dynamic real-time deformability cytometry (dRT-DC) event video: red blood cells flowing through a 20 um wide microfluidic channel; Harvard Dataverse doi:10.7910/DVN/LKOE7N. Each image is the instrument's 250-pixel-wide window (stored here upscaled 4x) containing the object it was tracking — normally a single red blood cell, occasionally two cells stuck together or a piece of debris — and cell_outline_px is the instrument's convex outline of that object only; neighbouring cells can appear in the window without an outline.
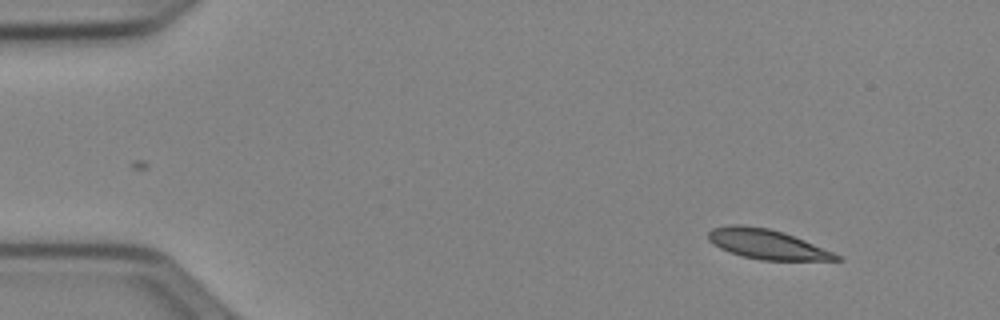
{"species": "Egyptian fruit bat (a non-hibernating species)", "species_latin": "Rousettus aegyptiacus", "temperature_condition": "cold", "stored_images_in_passage": 47, "camera_frame_rate_fps": 3000, "um_per_image_px": 0.085, "animal": {"sex": "female"}, "frame": {"image": 1, "passage_image": 1, "time_ms": 0.0, "image_size_px": [1000, 320], "cell_outline_px": [[844, 260], [760, 260], [744, 256], [720, 248], [708, 240], [708, 232], [712, 228], [728, 224], [744, 224], [768, 228], [784, 232], [804, 240], [832, 252], [840, 256]], "centroid_in_image_um": [65.16, 20.73], "position_along_channel_um": 19.8, "area_um2": 22.02}}
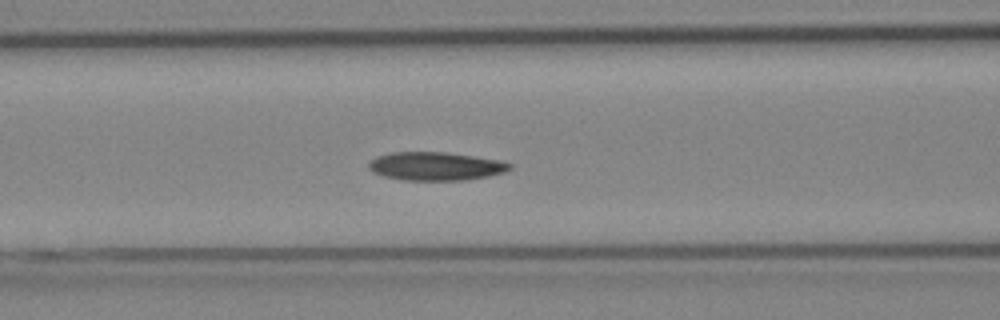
{"frame": {"image": 2, "passage_image": 17, "time_ms": 5.333, "image_size_px": [1000, 320], "cell_outline_px": [[512, 168], [504, 172], [488, 176], [464, 180], [404, 180], [384, 176], [372, 172], [368, 168], [368, 164], [376, 156], [388, 152], [444, 152], [472, 156], [496, 160], [512, 164]], "centroid_in_image_um": [36.98, 14.13], "position_along_channel_um": 129.6, "area_um2": 23.18}}
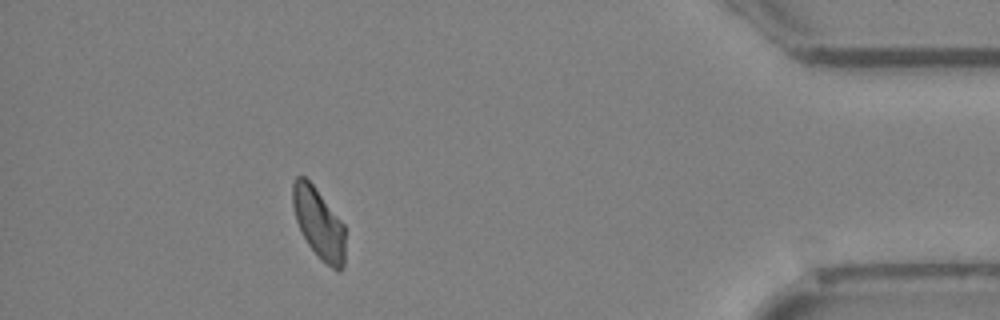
{"frame": {"image": 3, "passage_image": 42, "time_ms": 13.667, "image_size_px": [1000, 320], "cell_outline_px": [[344, 264], [340, 272], [336, 272], [320, 260], [308, 244], [296, 220], [292, 204], [292, 184], [296, 176], [304, 176], [312, 184], [344, 224]], "centroid_in_image_um": [27.09, 19.02], "position_along_channel_um": 408.1, "area_um2": 21.5}, "authors_computed_cell_mechanics": {"area_um2": 22.7732, "velocity_mm_per_s": 3.9298, "shape_relaxation_time_tau1_ms": null, "shape_relaxation_time_tau2_ms": 9.7286, "deformation_change_tau1": null, "deformation_change_tau2": 0.1639}}